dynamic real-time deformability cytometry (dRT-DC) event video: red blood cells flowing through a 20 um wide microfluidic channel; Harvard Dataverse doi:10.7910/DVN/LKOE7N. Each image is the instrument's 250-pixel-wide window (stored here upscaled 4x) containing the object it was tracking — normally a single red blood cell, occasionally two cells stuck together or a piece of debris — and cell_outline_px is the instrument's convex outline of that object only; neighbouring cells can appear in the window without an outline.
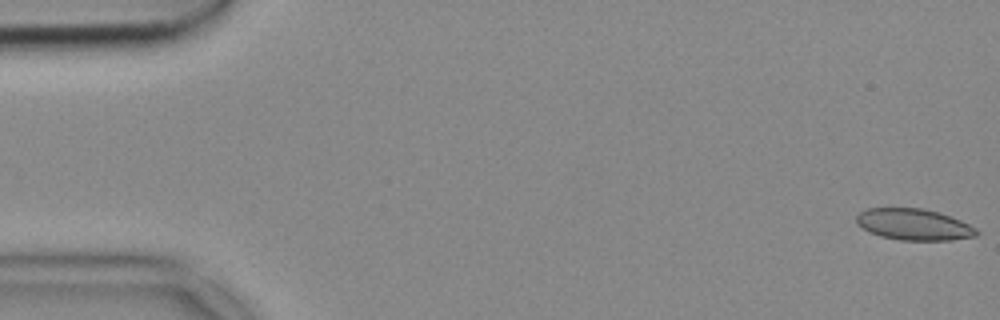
{"species": "common noctule bat (a hibernating species)", "species_latin": "Nyctalus noctula", "temperature_condition": "cold", "stored_images_in_passage": 53, "camera_frame_rate_fps": 3000, "um_per_image_px": 0.085, "animal": {"sex": "female", "body_mass_g": 18.4}, "frame": {"image": 1, "passage_image": 1, "time_ms": 0.0, "image_size_px": [1000, 320], "cell_outline_px": [[980, 232], [976, 236], [952, 240], [900, 240], [880, 236], [868, 232], [856, 224], [856, 216], [860, 212], [868, 208], [924, 208], [960, 220], [976, 228]], "centroid_in_image_um": [77.65, 19.09], "position_along_channel_um": 7.4, "area_um2": 21.96}}
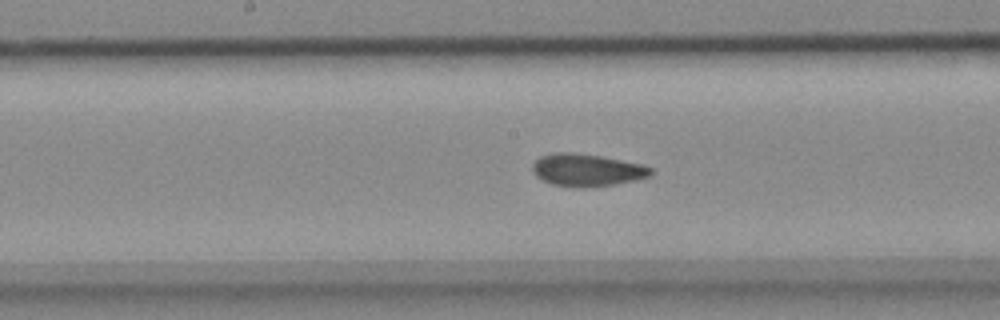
{"frame": {"image": 2, "passage_image": 27, "time_ms": 8.667, "image_size_px": [1000, 320], "cell_outline_px": [[652, 172], [648, 176], [636, 180], [616, 184], [584, 188], [572, 188], [552, 184], [536, 176], [532, 172], [532, 164], [540, 156], [556, 152], [572, 152], [600, 156], [640, 164], [652, 168]], "centroid_in_image_um": [49.84, 14.46], "position_along_channel_um": 198.4, "area_um2": 22.37}}
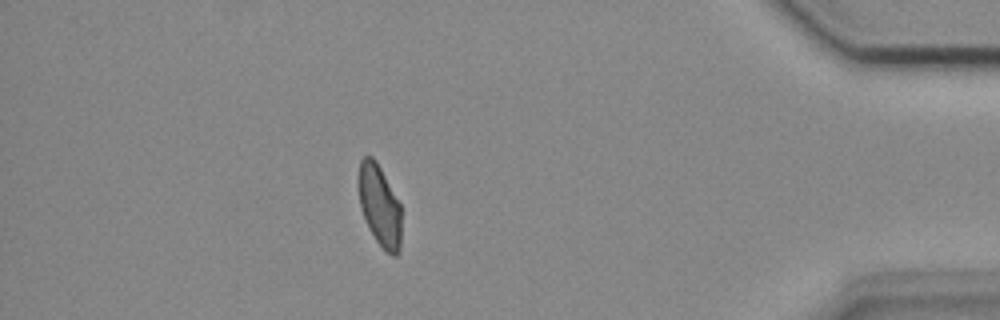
{"frame": {"image": 3, "passage_image": 47, "time_ms": 15.333, "image_size_px": [1000, 320], "cell_outline_px": [[400, 252], [396, 256], [392, 256], [376, 240], [360, 208], [360, 160], [364, 156], [372, 156], [376, 160], [400, 204]], "centroid_in_image_um": [32.29, 17.48], "position_along_channel_um": 402.9, "area_um2": 19.59}}